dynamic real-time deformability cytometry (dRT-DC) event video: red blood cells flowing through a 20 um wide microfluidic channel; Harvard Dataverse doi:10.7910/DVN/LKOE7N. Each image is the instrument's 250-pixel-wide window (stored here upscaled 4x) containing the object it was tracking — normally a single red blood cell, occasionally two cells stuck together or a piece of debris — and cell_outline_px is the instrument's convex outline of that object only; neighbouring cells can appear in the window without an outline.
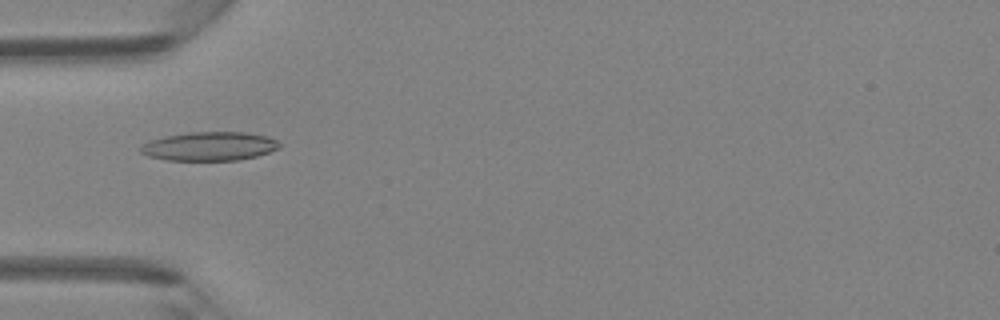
{"species": "Egyptian fruit bat (a non-hibernating species)", "species_latin": "Rousettus aegyptiacus", "temperature_condition": "room temperature", "stored_images_in_passage": 5, "camera_frame_rate_fps": 3000, "um_per_image_px": 0.085, "animal": {"sex": "female"}, "frame": {"image": 1, "passage_image": 4, "time_ms": 4.333, "image_size_px": [1000, 320], "cell_outline_px": [[280, 148], [256, 156], [240, 160], [168, 160], [148, 156], [140, 152], [140, 148], [148, 140], [164, 136], [188, 132], [248, 132], [268, 136], [276, 140], [280, 144]], "centroid_in_image_um": [17.8, 12.42], "position_along_channel_um": 67.2, "area_um2": 23.41}}
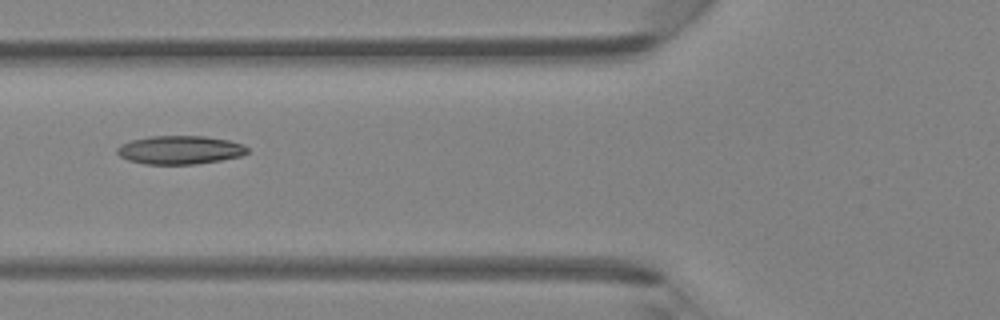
{"frame": {"image": 2, "passage_image": 5, "time_ms": 5.333, "image_size_px": [1000, 320], "cell_outline_px": [[248, 152], [240, 156], [220, 160], [196, 164], [144, 164], [128, 160], [120, 156], [116, 152], [116, 148], [120, 144], [132, 140], [148, 136], [204, 136], [228, 140], [244, 144], [248, 148]], "centroid_in_image_um": [15.27, 12.74], "position_along_channel_um": 110.5, "area_um2": 21.68}}